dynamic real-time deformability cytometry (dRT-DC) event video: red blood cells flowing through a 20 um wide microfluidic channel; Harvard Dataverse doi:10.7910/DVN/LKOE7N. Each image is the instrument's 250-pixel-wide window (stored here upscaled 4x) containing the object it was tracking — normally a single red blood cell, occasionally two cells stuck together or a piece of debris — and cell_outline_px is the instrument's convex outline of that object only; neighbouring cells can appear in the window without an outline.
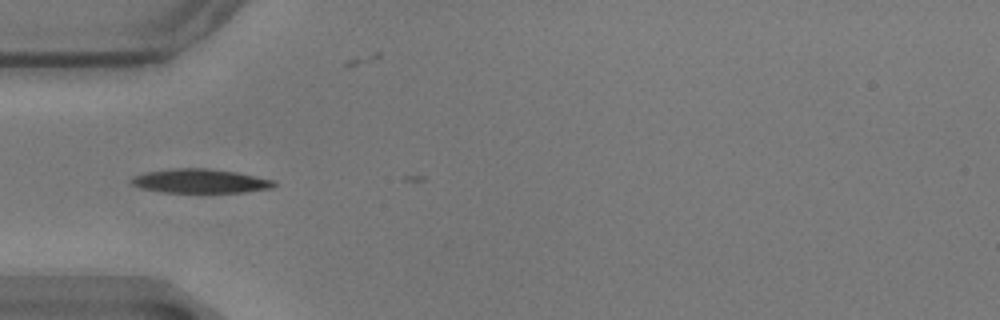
{"species": "common noctule bat (a hibernating species)", "species_latin": "Nyctalus noctula", "temperature_condition": "warm", "stored_images_in_passage": 3, "camera_frame_rate_fps": 3000, "um_per_image_px": 0.085, "animal": {"sex": "male", "body_mass_g": 17.9}, "frame": {"image": 1, "passage_image": 2, "time_ms": 0.333, "image_size_px": [1000, 320], "cell_outline_px": [[276, 184], [272, 188], [244, 192], [164, 192], [140, 188], [132, 184], [132, 180], [136, 176], [144, 172], [176, 168], [208, 168], [236, 172], [276, 180]], "centroid_in_image_um": [17.06, 15.38], "position_along_channel_um": 67.9, "area_um2": 19.88}}